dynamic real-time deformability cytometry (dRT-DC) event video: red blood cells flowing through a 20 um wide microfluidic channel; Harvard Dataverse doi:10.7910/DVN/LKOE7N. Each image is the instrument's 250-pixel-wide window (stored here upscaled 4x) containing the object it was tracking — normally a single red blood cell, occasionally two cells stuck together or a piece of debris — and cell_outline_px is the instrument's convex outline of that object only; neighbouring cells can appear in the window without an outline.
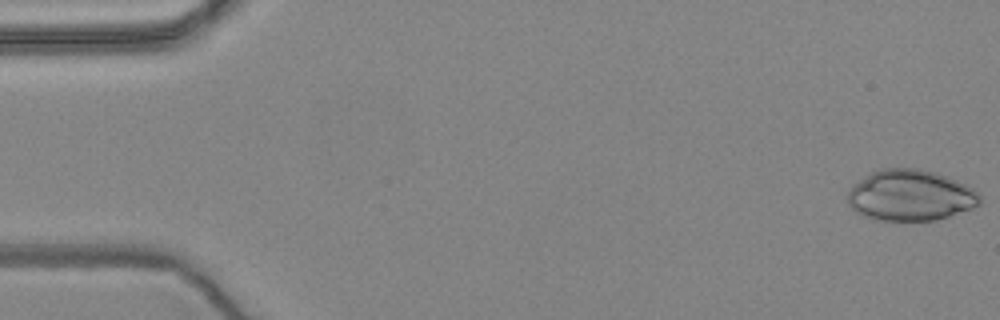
{"species": "common noctule bat (a hibernating species)", "species_latin": "Nyctalus noctula", "temperature_condition": "warm", "stored_images_in_passage": 56, "camera_frame_rate_fps": 3000, "um_per_image_px": 0.085, "animal": {"sex": "female", "body_mass_g": 24.6, "forearm_length_mm": 56.2}, "frame": {"image": 1, "passage_image": 1, "time_ms": 0.0, "image_size_px": [1000, 320], "cell_outline_px": [[980, 204], [972, 208], [936, 220], [876, 220], [864, 216], [856, 212], [848, 204], [848, 192], [852, 184], [864, 176], [880, 168], [916, 168], [936, 172], [948, 176], [972, 188], [980, 196]], "centroid_in_image_um": [77.35, 16.59], "position_along_channel_um": 7.6, "area_um2": 39.3}}
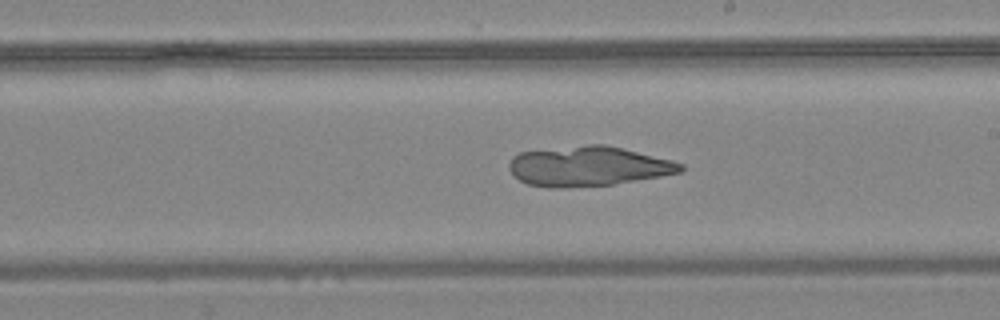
{"frame": {"image": 2, "passage_image": 32, "time_ms": 10.333, "image_size_px": [1000, 320], "cell_outline_px": [[684, 168], [680, 172], [660, 176], [612, 184], [564, 188], [548, 188], [528, 184], [520, 180], [508, 168], [508, 164], [512, 156], [520, 152], [588, 144], [604, 144], [672, 160], [684, 164]], "centroid_in_image_um": [49.97, 14.13], "position_along_channel_um": 239.0, "area_um2": 39.59}}
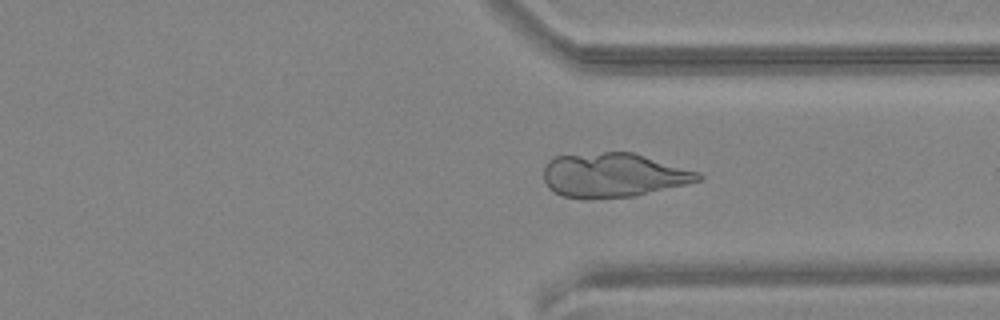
{"frame": {"image": 3, "passage_image": 42, "time_ms": 13.667, "image_size_px": [1000, 320], "cell_outline_px": [[704, 176], [700, 180], [636, 196], [592, 200], [584, 200], [564, 196], [548, 188], [544, 180], [544, 168], [548, 160], [556, 156], [604, 152], [632, 152], [700, 172]], "centroid_in_image_um": [52.11, 14.9], "position_along_channel_um": 359.3, "area_um2": 40.06}}